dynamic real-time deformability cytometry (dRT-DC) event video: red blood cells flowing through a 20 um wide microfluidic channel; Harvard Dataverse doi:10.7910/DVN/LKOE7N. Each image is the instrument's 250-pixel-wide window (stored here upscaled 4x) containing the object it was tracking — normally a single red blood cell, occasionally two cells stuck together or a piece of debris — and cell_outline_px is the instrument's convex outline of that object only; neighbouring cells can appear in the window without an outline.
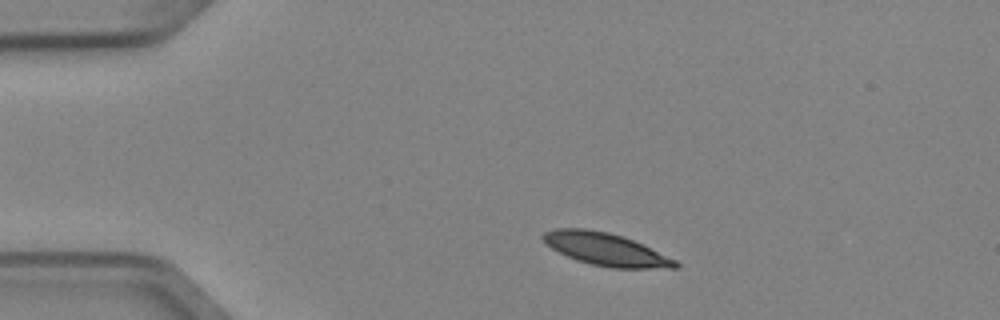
{"species": "Egyptian fruit bat (a non-hibernating species)", "species_latin": "Rousettus aegyptiacus", "temperature_condition": "cold", "stored_images_in_passage": 3, "camera_frame_rate_fps": 3000, "um_per_image_px": 0.085, "animal": {"sex": "female"}, "frame": {"image": 1, "passage_image": 1, "time_ms": 0.0, "image_size_px": [1000, 320], "cell_outline_px": [[680, 268], [612, 268], [592, 264], [576, 260], [552, 248], [540, 236], [544, 232], [556, 228], [584, 228], [608, 232], [632, 240], [676, 260], [680, 264]], "centroid_in_image_um": [51.49, 21.19], "position_along_channel_um": 33.5, "area_um2": 24.74}}
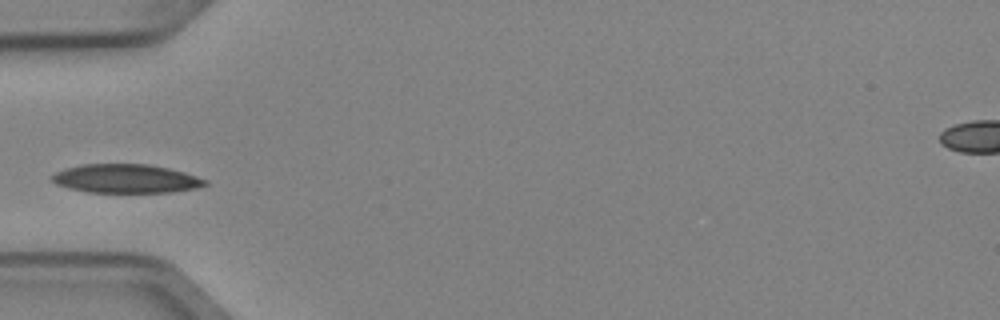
{"frame": {"image": 2, "passage_image": 3, "time_ms": 0.667, "image_size_px": [1000, 320], "cell_outline_px": [[208, 184], [196, 188], [172, 192], [88, 192], [68, 188], [56, 184], [48, 180], [48, 176], [64, 168], [84, 164], [148, 164], [168, 168], [184, 172], [208, 180]], "centroid_in_image_um": [10.65, 15.18], "position_along_channel_um": 74.3, "area_um2": 25.84}}